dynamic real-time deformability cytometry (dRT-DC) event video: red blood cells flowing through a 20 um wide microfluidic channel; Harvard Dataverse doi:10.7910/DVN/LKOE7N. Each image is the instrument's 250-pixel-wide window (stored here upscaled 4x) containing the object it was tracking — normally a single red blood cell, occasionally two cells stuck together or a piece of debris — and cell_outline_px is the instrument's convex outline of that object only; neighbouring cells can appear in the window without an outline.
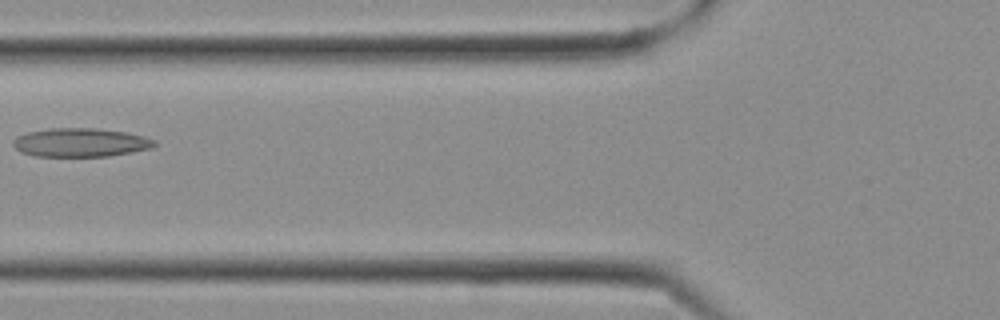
{"species": "Egyptian fruit bat (a non-hibernating species)", "species_latin": "Rousettus aegyptiacus", "temperature_condition": "cold", "stored_images_in_passage": 28, "camera_frame_rate_fps": 3000, "um_per_image_px": 0.085, "frame": {"image": 1, "passage_image": 11, "time_ms": 3.333, "image_size_px": [1000, 320], "cell_outline_px": [[156, 144], [152, 148], [132, 152], [108, 156], [36, 156], [20, 152], [12, 144], [12, 140], [16, 136], [28, 132], [48, 128], [96, 128], [124, 132], [156, 140]], "centroid_in_image_um": [6.8, 12.11], "position_along_channel_um": 119.0, "area_um2": 23.58}}
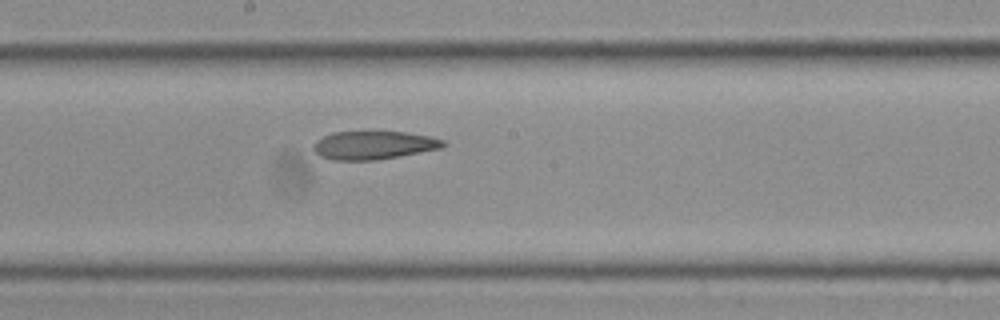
{"frame": {"image": 2, "passage_image": 15, "time_ms": 4.667, "image_size_px": [1000, 320], "cell_outline_px": [[448, 144], [440, 148], [376, 160], [332, 160], [320, 156], [312, 148], [316, 140], [332, 132], [408, 132], [432, 136], [444, 140]], "centroid_in_image_um": [31.76, 12.33], "position_along_channel_um": 216.4, "area_um2": 21.33}}
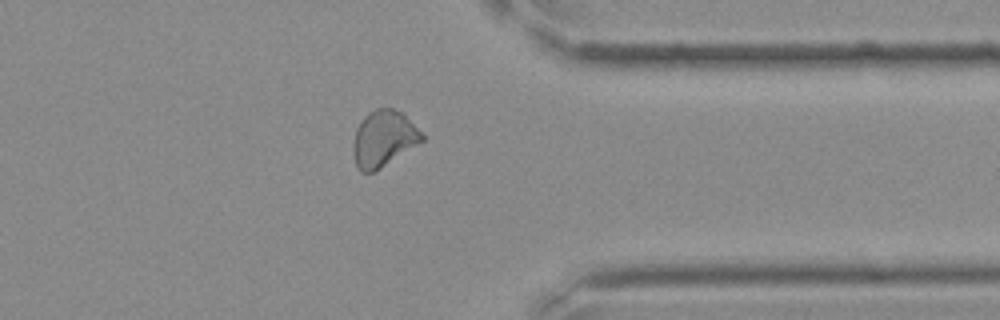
{"frame": {"image": 3, "passage_image": 22, "time_ms": 7.0, "image_size_px": [1000, 320], "cell_outline_px": [[424, 140], [376, 172], [360, 172], [356, 168], [352, 152], [352, 144], [356, 128], [364, 116], [368, 112], [376, 108], [392, 108], [404, 112], [424, 136]], "centroid_in_image_um": [32.58, 11.79], "position_along_channel_um": 378.8, "area_um2": 22.95}}